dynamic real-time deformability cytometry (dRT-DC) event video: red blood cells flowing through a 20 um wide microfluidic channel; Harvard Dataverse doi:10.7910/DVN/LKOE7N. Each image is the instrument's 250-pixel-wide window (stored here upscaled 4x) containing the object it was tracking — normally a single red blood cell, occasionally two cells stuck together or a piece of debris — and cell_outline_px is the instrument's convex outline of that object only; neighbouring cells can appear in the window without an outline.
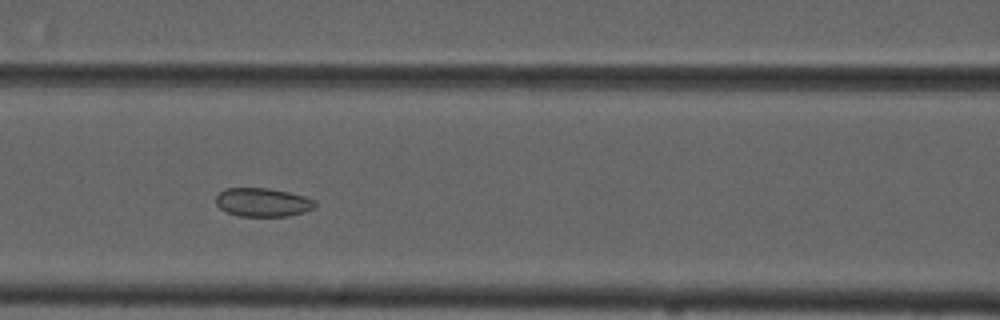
{"species": "common noctule bat (a hibernating species)", "species_latin": "Nyctalus noctula", "temperature_condition": "cold", "stored_images_in_passage": 7, "camera_frame_rate_fps": 3000, "um_per_image_px": 0.085, "animal": {"sex": "male", "forearm_length_mm": 52.5}, "frame": {"image": 1, "passage_image": 6, "time_ms": 5.667, "image_size_px": [1000, 320], "cell_outline_px": [[316, 208], [304, 212], [288, 216], [240, 216], [228, 212], [220, 208], [216, 204], [216, 196], [224, 188], [268, 188], [288, 192], [304, 196], [316, 200]], "centroid_in_image_um": [22.36, 17.19], "position_along_channel_um": 144.2, "area_um2": 16.59}}
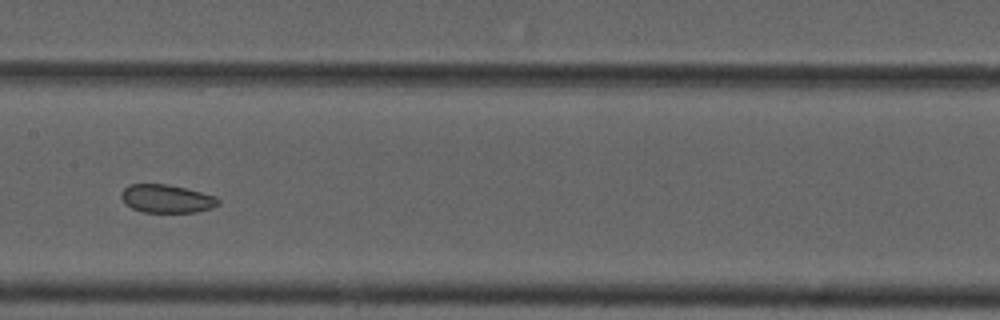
{"frame": {"image": 2, "passage_image": 7, "time_ms": 7.0, "image_size_px": [1000, 320], "cell_outline_px": [[220, 204], [212, 208], [196, 212], [144, 212], [132, 208], [124, 204], [120, 196], [120, 192], [128, 184], [164, 184], [184, 188], [216, 196], [220, 200]], "centroid_in_image_um": [14.14, 16.89], "position_along_channel_um": 193.3, "area_um2": 16.01}}